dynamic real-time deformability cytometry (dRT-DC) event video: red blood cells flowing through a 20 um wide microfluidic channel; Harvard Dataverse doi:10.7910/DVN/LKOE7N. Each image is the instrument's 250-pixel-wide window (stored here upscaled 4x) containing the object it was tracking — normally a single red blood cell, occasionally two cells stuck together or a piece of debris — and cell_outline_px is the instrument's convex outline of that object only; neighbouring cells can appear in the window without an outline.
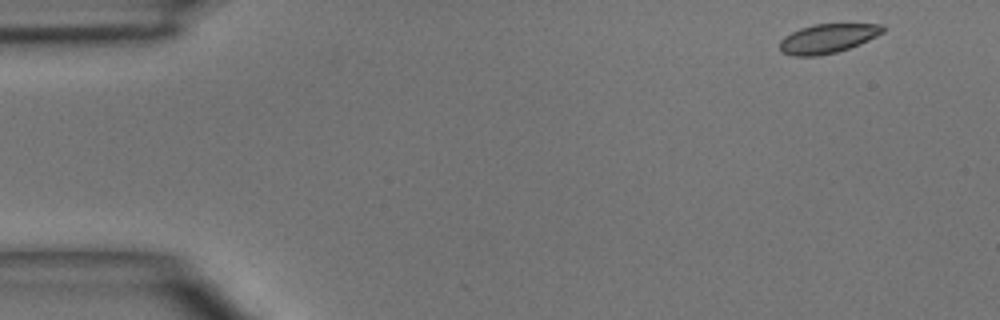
{"species": "common noctule bat (a hibernating species)", "species_latin": "Nyctalus noctula", "temperature_condition": "room temperature", "stored_images_in_passage": 3, "camera_frame_rate_fps": 3000, "um_per_image_px": 0.085, "animal": {"sex": "male", "body_mass_g": 15.6}, "frame": {"image": 1, "passage_image": 1, "time_ms": 0.0, "image_size_px": [1000, 320], "cell_outline_px": [[884, 32], [860, 44], [836, 52], [816, 56], [792, 56], [780, 52], [780, 40], [784, 36], [800, 28], [812, 24], [884, 24]], "centroid_in_image_um": [70.33, 3.27], "position_along_channel_um": 14.7, "area_um2": 17.57}}